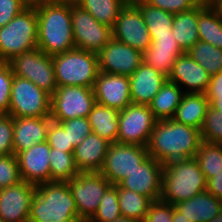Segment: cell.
<instances>
[{
  "instance_id": "6da1fadb",
  "label": "cell",
  "mask_w": 222,
  "mask_h": 222,
  "mask_svg": "<svg viewBox=\"0 0 222 222\" xmlns=\"http://www.w3.org/2000/svg\"><path fill=\"white\" fill-rule=\"evenodd\" d=\"M201 142L199 129L174 119L157 120L147 150L150 157L164 165L177 159L194 157Z\"/></svg>"
},
{
  "instance_id": "7a4b0ae2",
  "label": "cell",
  "mask_w": 222,
  "mask_h": 222,
  "mask_svg": "<svg viewBox=\"0 0 222 222\" xmlns=\"http://www.w3.org/2000/svg\"><path fill=\"white\" fill-rule=\"evenodd\" d=\"M38 18L37 46L47 55L76 48L74 43L71 3L43 1L36 7Z\"/></svg>"
},
{
  "instance_id": "3957f363",
  "label": "cell",
  "mask_w": 222,
  "mask_h": 222,
  "mask_svg": "<svg viewBox=\"0 0 222 222\" xmlns=\"http://www.w3.org/2000/svg\"><path fill=\"white\" fill-rule=\"evenodd\" d=\"M78 211L66 181H49L36 185L28 222H67Z\"/></svg>"
},
{
  "instance_id": "277c9868",
  "label": "cell",
  "mask_w": 222,
  "mask_h": 222,
  "mask_svg": "<svg viewBox=\"0 0 222 222\" xmlns=\"http://www.w3.org/2000/svg\"><path fill=\"white\" fill-rule=\"evenodd\" d=\"M206 179L195 157L177 159L163 166L160 200L172 205L206 191Z\"/></svg>"
},
{
  "instance_id": "5b68a950",
  "label": "cell",
  "mask_w": 222,
  "mask_h": 222,
  "mask_svg": "<svg viewBox=\"0 0 222 222\" xmlns=\"http://www.w3.org/2000/svg\"><path fill=\"white\" fill-rule=\"evenodd\" d=\"M57 86L93 88L99 73L96 53L73 48L52 56Z\"/></svg>"
},
{
  "instance_id": "8992f818",
  "label": "cell",
  "mask_w": 222,
  "mask_h": 222,
  "mask_svg": "<svg viewBox=\"0 0 222 222\" xmlns=\"http://www.w3.org/2000/svg\"><path fill=\"white\" fill-rule=\"evenodd\" d=\"M36 8H25L0 28V57L7 63L14 56L37 48Z\"/></svg>"
},
{
  "instance_id": "52a82bcc",
  "label": "cell",
  "mask_w": 222,
  "mask_h": 222,
  "mask_svg": "<svg viewBox=\"0 0 222 222\" xmlns=\"http://www.w3.org/2000/svg\"><path fill=\"white\" fill-rule=\"evenodd\" d=\"M51 95L28 79L13 76L8 115L12 117H50Z\"/></svg>"
},
{
  "instance_id": "ba28073f",
  "label": "cell",
  "mask_w": 222,
  "mask_h": 222,
  "mask_svg": "<svg viewBox=\"0 0 222 222\" xmlns=\"http://www.w3.org/2000/svg\"><path fill=\"white\" fill-rule=\"evenodd\" d=\"M7 63L14 75L30 80L51 96L54 94L57 83L51 55L37 47L14 56Z\"/></svg>"
},
{
  "instance_id": "9c48e42d",
  "label": "cell",
  "mask_w": 222,
  "mask_h": 222,
  "mask_svg": "<svg viewBox=\"0 0 222 222\" xmlns=\"http://www.w3.org/2000/svg\"><path fill=\"white\" fill-rule=\"evenodd\" d=\"M96 104L93 88L84 86H57L51 96L50 118L64 121L74 118H88Z\"/></svg>"
},
{
  "instance_id": "30bf717a",
  "label": "cell",
  "mask_w": 222,
  "mask_h": 222,
  "mask_svg": "<svg viewBox=\"0 0 222 222\" xmlns=\"http://www.w3.org/2000/svg\"><path fill=\"white\" fill-rule=\"evenodd\" d=\"M67 183L75 201L78 217L88 221L97 211L105 192L112 186L100 172H79Z\"/></svg>"
},
{
  "instance_id": "8fae6325",
  "label": "cell",
  "mask_w": 222,
  "mask_h": 222,
  "mask_svg": "<svg viewBox=\"0 0 222 222\" xmlns=\"http://www.w3.org/2000/svg\"><path fill=\"white\" fill-rule=\"evenodd\" d=\"M149 156L147 147L113 142L108 146L100 173L111 185H118Z\"/></svg>"
},
{
  "instance_id": "7c38bea8",
  "label": "cell",
  "mask_w": 222,
  "mask_h": 222,
  "mask_svg": "<svg viewBox=\"0 0 222 222\" xmlns=\"http://www.w3.org/2000/svg\"><path fill=\"white\" fill-rule=\"evenodd\" d=\"M118 143L147 147L157 119L149 105L129 104L119 111Z\"/></svg>"
},
{
  "instance_id": "4fadbf2b",
  "label": "cell",
  "mask_w": 222,
  "mask_h": 222,
  "mask_svg": "<svg viewBox=\"0 0 222 222\" xmlns=\"http://www.w3.org/2000/svg\"><path fill=\"white\" fill-rule=\"evenodd\" d=\"M71 18L76 48L98 53L112 38V28L99 23L89 12L71 3Z\"/></svg>"
},
{
  "instance_id": "5bb4252c",
  "label": "cell",
  "mask_w": 222,
  "mask_h": 222,
  "mask_svg": "<svg viewBox=\"0 0 222 222\" xmlns=\"http://www.w3.org/2000/svg\"><path fill=\"white\" fill-rule=\"evenodd\" d=\"M114 39L144 53L150 46L151 38L139 7L129 0L120 11L112 27Z\"/></svg>"
},
{
  "instance_id": "9a60e30c",
  "label": "cell",
  "mask_w": 222,
  "mask_h": 222,
  "mask_svg": "<svg viewBox=\"0 0 222 222\" xmlns=\"http://www.w3.org/2000/svg\"><path fill=\"white\" fill-rule=\"evenodd\" d=\"M99 71L131 76L143 63V53L112 38L98 53Z\"/></svg>"
},
{
  "instance_id": "2e32d148",
  "label": "cell",
  "mask_w": 222,
  "mask_h": 222,
  "mask_svg": "<svg viewBox=\"0 0 222 222\" xmlns=\"http://www.w3.org/2000/svg\"><path fill=\"white\" fill-rule=\"evenodd\" d=\"M36 185L24 180L0 189V218L4 222H28Z\"/></svg>"
},
{
  "instance_id": "e0dca14e",
  "label": "cell",
  "mask_w": 222,
  "mask_h": 222,
  "mask_svg": "<svg viewBox=\"0 0 222 222\" xmlns=\"http://www.w3.org/2000/svg\"><path fill=\"white\" fill-rule=\"evenodd\" d=\"M96 103L118 111L131 104L129 76L114 73L97 74L93 86Z\"/></svg>"
},
{
  "instance_id": "ac0fdd59",
  "label": "cell",
  "mask_w": 222,
  "mask_h": 222,
  "mask_svg": "<svg viewBox=\"0 0 222 222\" xmlns=\"http://www.w3.org/2000/svg\"><path fill=\"white\" fill-rule=\"evenodd\" d=\"M163 164L148 156L127 178L118 185L149 197L152 201L161 198Z\"/></svg>"
},
{
  "instance_id": "d6986e66",
  "label": "cell",
  "mask_w": 222,
  "mask_h": 222,
  "mask_svg": "<svg viewBox=\"0 0 222 222\" xmlns=\"http://www.w3.org/2000/svg\"><path fill=\"white\" fill-rule=\"evenodd\" d=\"M51 147L45 141L19 152L16 156L21 179L33 185L50 181Z\"/></svg>"
},
{
  "instance_id": "ffe728a7",
  "label": "cell",
  "mask_w": 222,
  "mask_h": 222,
  "mask_svg": "<svg viewBox=\"0 0 222 222\" xmlns=\"http://www.w3.org/2000/svg\"><path fill=\"white\" fill-rule=\"evenodd\" d=\"M210 78L211 75L187 52H184L174 62L167 80L176 83L180 88L183 85L187 87L186 91H184L185 93H205L208 89Z\"/></svg>"
},
{
  "instance_id": "44dd1931",
  "label": "cell",
  "mask_w": 222,
  "mask_h": 222,
  "mask_svg": "<svg viewBox=\"0 0 222 222\" xmlns=\"http://www.w3.org/2000/svg\"><path fill=\"white\" fill-rule=\"evenodd\" d=\"M150 38V46L143 53V62L168 78L174 62L184 52L173 34L150 35Z\"/></svg>"
},
{
  "instance_id": "7402d4cb",
  "label": "cell",
  "mask_w": 222,
  "mask_h": 222,
  "mask_svg": "<svg viewBox=\"0 0 222 222\" xmlns=\"http://www.w3.org/2000/svg\"><path fill=\"white\" fill-rule=\"evenodd\" d=\"M14 154L30 149L35 144L46 141L50 117H13Z\"/></svg>"
},
{
  "instance_id": "603a6c76",
  "label": "cell",
  "mask_w": 222,
  "mask_h": 222,
  "mask_svg": "<svg viewBox=\"0 0 222 222\" xmlns=\"http://www.w3.org/2000/svg\"><path fill=\"white\" fill-rule=\"evenodd\" d=\"M131 102L149 105L167 78L144 62L129 76Z\"/></svg>"
},
{
  "instance_id": "cb8c5ba5",
  "label": "cell",
  "mask_w": 222,
  "mask_h": 222,
  "mask_svg": "<svg viewBox=\"0 0 222 222\" xmlns=\"http://www.w3.org/2000/svg\"><path fill=\"white\" fill-rule=\"evenodd\" d=\"M109 142L91 132L75 148L73 156L79 172H100Z\"/></svg>"
},
{
  "instance_id": "d4e9b609",
  "label": "cell",
  "mask_w": 222,
  "mask_h": 222,
  "mask_svg": "<svg viewBox=\"0 0 222 222\" xmlns=\"http://www.w3.org/2000/svg\"><path fill=\"white\" fill-rule=\"evenodd\" d=\"M174 208L191 222H209L222 210V200L203 191L189 200L174 204Z\"/></svg>"
},
{
  "instance_id": "484cf974",
  "label": "cell",
  "mask_w": 222,
  "mask_h": 222,
  "mask_svg": "<svg viewBox=\"0 0 222 222\" xmlns=\"http://www.w3.org/2000/svg\"><path fill=\"white\" fill-rule=\"evenodd\" d=\"M208 107L205 93H185L172 119L200 130Z\"/></svg>"
},
{
  "instance_id": "4316f807",
  "label": "cell",
  "mask_w": 222,
  "mask_h": 222,
  "mask_svg": "<svg viewBox=\"0 0 222 222\" xmlns=\"http://www.w3.org/2000/svg\"><path fill=\"white\" fill-rule=\"evenodd\" d=\"M172 34L183 52L189 51L198 41V4L184 12L174 14Z\"/></svg>"
},
{
  "instance_id": "83f0119b",
  "label": "cell",
  "mask_w": 222,
  "mask_h": 222,
  "mask_svg": "<svg viewBox=\"0 0 222 222\" xmlns=\"http://www.w3.org/2000/svg\"><path fill=\"white\" fill-rule=\"evenodd\" d=\"M199 40L222 49V16L216 6L198 3Z\"/></svg>"
},
{
  "instance_id": "f1b7e54d",
  "label": "cell",
  "mask_w": 222,
  "mask_h": 222,
  "mask_svg": "<svg viewBox=\"0 0 222 222\" xmlns=\"http://www.w3.org/2000/svg\"><path fill=\"white\" fill-rule=\"evenodd\" d=\"M119 111L96 103L89 113L88 120L93 133L109 143L117 142Z\"/></svg>"
},
{
  "instance_id": "f546056e",
  "label": "cell",
  "mask_w": 222,
  "mask_h": 222,
  "mask_svg": "<svg viewBox=\"0 0 222 222\" xmlns=\"http://www.w3.org/2000/svg\"><path fill=\"white\" fill-rule=\"evenodd\" d=\"M185 92L176 83L166 80L149 104L157 120L172 119Z\"/></svg>"
},
{
  "instance_id": "4dcf8cb0",
  "label": "cell",
  "mask_w": 222,
  "mask_h": 222,
  "mask_svg": "<svg viewBox=\"0 0 222 222\" xmlns=\"http://www.w3.org/2000/svg\"><path fill=\"white\" fill-rule=\"evenodd\" d=\"M118 190L121 215L142 222L148 213L152 200L142 194L114 185Z\"/></svg>"
},
{
  "instance_id": "1f68e13d",
  "label": "cell",
  "mask_w": 222,
  "mask_h": 222,
  "mask_svg": "<svg viewBox=\"0 0 222 222\" xmlns=\"http://www.w3.org/2000/svg\"><path fill=\"white\" fill-rule=\"evenodd\" d=\"M129 0H76L75 3L89 12L99 23L113 27Z\"/></svg>"
},
{
  "instance_id": "d6a6232c",
  "label": "cell",
  "mask_w": 222,
  "mask_h": 222,
  "mask_svg": "<svg viewBox=\"0 0 222 222\" xmlns=\"http://www.w3.org/2000/svg\"><path fill=\"white\" fill-rule=\"evenodd\" d=\"M140 9L149 35L172 34L174 14L148 5L144 0H132Z\"/></svg>"
},
{
  "instance_id": "836d02e7",
  "label": "cell",
  "mask_w": 222,
  "mask_h": 222,
  "mask_svg": "<svg viewBox=\"0 0 222 222\" xmlns=\"http://www.w3.org/2000/svg\"><path fill=\"white\" fill-rule=\"evenodd\" d=\"M194 157L206 181L222 172V144L202 141Z\"/></svg>"
},
{
  "instance_id": "e575fe53",
  "label": "cell",
  "mask_w": 222,
  "mask_h": 222,
  "mask_svg": "<svg viewBox=\"0 0 222 222\" xmlns=\"http://www.w3.org/2000/svg\"><path fill=\"white\" fill-rule=\"evenodd\" d=\"M187 53L211 76L222 72V49L199 40Z\"/></svg>"
},
{
  "instance_id": "d590c367",
  "label": "cell",
  "mask_w": 222,
  "mask_h": 222,
  "mask_svg": "<svg viewBox=\"0 0 222 222\" xmlns=\"http://www.w3.org/2000/svg\"><path fill=\"white\" fill-rule=\"evenodd\" d=\"M49 156L50 181L67 182L79 173L73 152H64L59 149L51 148Z\"/></svg>"
},
{
  "instance_id": "8d00e7d4",
  "label": "cell",
  "mask_w": 222,
  "mask_h": 222,
  "mask_svg": "<svg viewBox=\"0 0 222 222\" xmlns=\"http://www.w3.org/2000/svg\"><path fill=\"white\" fill-rule=\"evenodd\" d=\"M121 216L118 190L112 185L101 198L97 211L89 222H112Z\"/></svg>"
},
{
  "instance_id": "74e56055",
  "label": "cell",
  "mask_w": 222,
  "mask_h": 222,
  "mask_svg": "<svg viewBox=\"0 0 222 222\" xmlns=\"http://www.w3.org/2000/svg\"><path fill=\"white\" fill-rule=\"evenodd\" d=\"M200 132L202 141L222 144V112L209 105Z\"/></svg>"
},
{
  "instance_id": "f35d334b",
  "label": "cell",
  "mask_w": 222,
  "mask_h": 222,
  "mask_svg": "<svg viewBox=\"0 0 222 222\" xmlns=\"http://www.w3.org/2000/svg\"><path fill=\"white\" fill-rule=\"evenodd\" d=\"M56 122H59L64 130L68 132L69 144H72L74 148L92 132L91 125L86 117Z\"/></svg>"
},
{
  "instance_id": "ab89813d",
  "label": "cell",
  "mask_w": 222,
  "mask_h": 222,
  "mask_svg": "<svg viewBox=\"0 0 222 222\" xmlns=\"http://www.w3.org/2000/svg\"><path fill=\"white\" fill-rule=\"evenodd\" d=\"M22 181L15 154L0 156V189Z\"/></svg>"
},
{
  "instance_id": "60d3db41",
  "label": "cell",
  "mask_w": 222,
  "mask_h": 222,
  "mask_svg": "<svg viewBox=\"0 0 222 222\" xmlns=\"http://www.w3.org/2000/svg\"><path fill=\"white\" fill-rule=\"evenodd\" d=\"M46 142L51 148L59 149L64 152H74V147L69 144L68 132L63 126L54 120H51L47 133Z\"/></svg>"
},
{
  "instance_id": "b9f144b4",
  "label": "cell",
  "mask_w": 222,
  "mask_h": 222,
  "mask_svg": "<svg viewBox=\"0 0 222 222\" xmlns=\"http://www.w3.org/2000/svg\"><path fill=\"white\" fill-rule=\"evenodd\" d=\"M13 72L8 63L0 67V115H8Z\"/></svg>"
},
{
  "instance_id": "7bdbcfd3",
  "label": "cell",
  "mask_w": 222,
  "mask_h": 222,
  "mask_svg": "<svg viewBox=\"0 0 222 222\" xmlns=\"http://www.w3.org/2000/svg\"><path fill=\"white\" fill-rule=\"evenodd\" d=\"M13 129L14 118L0 115V156L14 154Z\"/></svg>"
},
{
  "instance_id": "ee69618b",
  "label": "cell",
  "mask_w": 222,
  "mask_h": 222,
  "mask_svg": "<svg viewBox=\"0 0 222 222\" xmlns=\"http://www.w3.org/2000/svg\"><path fill=\"white\" fill-rule=\"evenodd\" d=\"M174 205L162 200L153 201L142 222H172Z\"/></svg>"
},
{
  "instance_id": "f6af8a7d",
  "label": "cell",
  "mask_w": 222,
  "mask_h": 222,
  "mask_svg": "<svg viewBox=\"0 0 222 222\" xmlns=\"http://www.w3.org/2000/svg\"><path fill=\"white\" fill-rule=\"evenodd\" d=\"M148 5L160 8L172 14L188 11L197 3L194 0H144Z\"/></svg>"
},
{
  "instance_id": "bcb514c9",
  "label": "cell",
  "mask_w": 222,
  "mask_h": 222,
  "mask_svg": "<svg viewBox=\"0 0 222 222\" xmlns=\"http://www.w3.org/2000/svg\"><path fill=\"white\" fill-rule=\"evenodd\" d=\"M25 8L19 0H0V28L8 24Z\"/></svg>"
},
{
  "instance_id": "7dc6e473",
  "label": "cell",
  "mask_w": 222,
  "mask_h": 222,
  "mask_svg": "<svg viewBox=\"0 0 222 222\" xmlns=\"http://www.w3.org/2000/svg\"><path fill=\"white\" fill-rule=\"evenodd\" d=\"M206 191L222 200V172L206 181Z\"/></svg>"
},
{
  "instance_id": "c3c4849f",
  "label": "cell",
  "mask_w": 222,
  "mask_h": 222,
  "mask_svg": "<svg viewBox=\"0 0 222 222\" xmlns=\"http://www.w3.org/2000/svg\"><path fill=\"white\" fill-rule=\"evenodd\" d=\"M206 98L209 100V105L222 112V92H205Z\"/></svg>"
},
{
  "instance_id": "681fc988",
  "label": "cell",
  "mask_w": 222,
  "mask_h": 222,
  "mask_svg": "<svg viewBox=\"0 0 222 222\" xmlns=\"http://www.w3.org/2000/svg\"><path fill=\"white\" fill-rule=\"evenodd\" d=\"M206 92H222V72L211 76Z\"/></svg>"
},
{
  "instance_id": "f907efd6",
  "label": "cell",
  "mask_w": 222,
  "mask_h": 222,
  "mask_svg": "<svg viewBox=\"0 0 222 222\" xmlns=\"http://www.w3.org/2000/svg\"><path fill=\"white\" fill-rule=\"evenodd\" d=\"M26 8H36L45 0H19Z\"/></svg>"
},
{
  "instance_id": "816d5d0a",
  "label": "cell",
  "mask_w": 222,
  "mask_h": 222,
  "mask_svg": "<svg viewBox=\"0 0 222 222\" xmlns=\"http://www.w3.org/2000/svg\"><path fill=\"white\" fill-rule=\"evenodd\" d=\"M172 222H191L189 221L184 214L177 211L173 208V221Z\"/></svg>"
},
{
  "instance_id": "f5cc1de1",
  "label": "cell",
  "mask_w": 222,
  "mask_h": 222,
  "mask_svg": "<svg viewBox=\"0 0 222 222\" xmlns=\"http://www.w3.org/2000/svg\"><path fill=\"white\" fill-rule=\"evenodd\" d=\"M112 222H137V221H135V220H133V219H130V218H128V217H124V216H119V217H117L114 221H112Z\"/></svg>"
},
{
  "instance_id": "db71d44e",
  "label": "cell",
  "mask_w": 222,
  "mask_h": 222,
  "mask_svg": "<svg viewBox=\"0 0 222 222\" xmlns=\"http://www.w3.org/2000/svg\"><path fill=\"white\" fill-rule=\"evenodd\" d=\"M222 2V0H204V3L207 6H217L218 4H220Z\"/></svg>"
},
{
  "instance_id": "11a10c76",
  "label": "cell",
  "mask_w": 222,
  "mask_h": 222,
  "mask_svg": "<svg viewBox=\"0 0 222 222\" xmlns=\"http://www.w3.org/2000/svg\"><path fill=\"white\" fill-rule=\"evenodd\" d=\"M209 222H222V210L220 211V213L215 218H213Z\"/></svg>"
},
{
  "instance_id": "9f6ffc18",
  "label": "cell",
  "mask_w": 222,
  "mask_h": 222,
  "mask_svg": "<svg viewBox=\"0 0 222 222\" xmlns=\"http://www.w3.org/2000/svg\"><path fill=\"white\" fill-rule=\"evenodd\" d=\"M67 222H89V221L86 219L75 217L74 219H71L70 221H67Z\"/></svg>"
},
{
  "instance_id": "6f0895ef",
  "label": "cell",
  "mask_w": 222,
  "mask_h": 222,
  "mask_svg": "<svg viewBox=\"0 0 222 222\" xmlns=\"http://www.w3.org/2000/svg\"><path fill=\"white\" fill-rule=\"evenodd\" d=\"M45 1H49V2H69V3H73L76 0H45Z\"/></svg>"
},
{
  "instance_id": "680465c9",
  "label": "cell",
  "mask_w": 222,
  "mask_h": 222,
  "mask_svg": "<svg viewBox=\"0 0 222 222\" xmlns=\"http://www.w3.org/2000/svg\"><path fill=\"white\" fill-rule=\"evenodd\" d=\"M216 7H217V9L219 10V12L221 13V16H222V2L220 4H218Z\"/></svg>"
},
{
  "instance_id": "91938a15",
  "label": "cell",
  "mask_w": 222,
  "mask_h": 222,
  "mask_svg": "<svg viewBox=\"0 0 222 222\" xmlns=\"http://www.w3.org/2000/svg\"><path fill=\"white\" fill-rule=\"evenodd\" d=\"M197 4L198 3H204V0H194Z\"/></svg>"
},
{
  "instance_id": "94428289",
  "label": "cell",
  "mask_w": 222,
  "mask_h": 222,
  "mask_svg": "<svg viewBox=\"0 0 222 222\" xmlns=\"http://www.w3.org/2000/svg\"><path fill=\"white\" fill-rule=\"evenodd\" d=\"M5 62L1 59L0 57V67L4 64Z\"/></svg>"
}]
</instances>
